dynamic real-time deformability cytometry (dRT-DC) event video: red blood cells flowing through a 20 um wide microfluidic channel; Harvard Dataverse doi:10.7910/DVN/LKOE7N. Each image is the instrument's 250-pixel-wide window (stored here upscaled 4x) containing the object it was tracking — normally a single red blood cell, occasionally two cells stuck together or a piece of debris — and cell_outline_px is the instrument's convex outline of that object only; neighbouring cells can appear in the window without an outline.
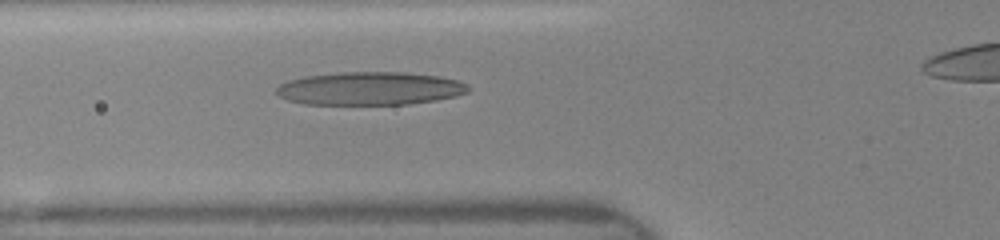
{"species": "human", "species_latin": "Homo sapiens", "temperature_condition": "room temperature", "stored_images_in_passage": 26, "camera_frame_rate_fps": 3000, "um_per_image_px": 0.085, "donor": {"sex": "female"}, "frame": {"image": 1, "passage_image": 6, "time_ms": 1.667, "image_size_px": [1000, 240], "cell_outline_px": [[472, 88], [468, 92], [456, 96], [436, 100], [408, 104], [304, 104], [288, 100], [280, 96], [276, 92], [276, 88], [280, 84], [288, 80], [304, 76], [340, 72], [408, 72], [440, 76], [456, 80], [468, 84]], "centroid_in_image_um": [31.47, 7.51], "position_along_channel_um": 94.3, "area_um2": 37.28}}
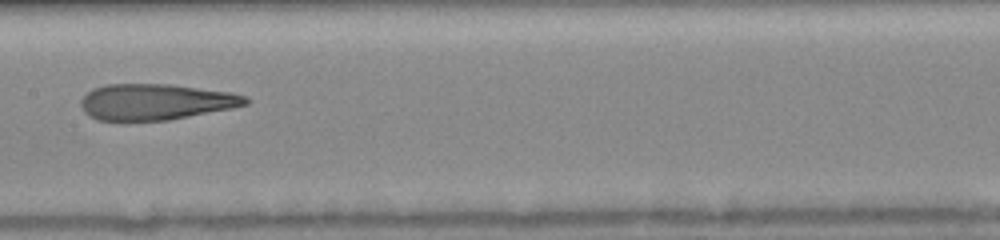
{"frame": {"image": 2, "passage_image": 11, "time_ms": 4.0, "image_size_px": [1000, 240], "cell_outline_px": [[248, 104], [232, 108], [168, 120], [96, 120], [84, 112], [80, 104], [80, 100], [92, 88], [108, 84], [168, 84], [232, 92], [244, 96], [248, 100]], "centroid_in_image_um": [13.2, 8.65], "position_along_channel_um": 194.2, "area_um2": 34.39}}
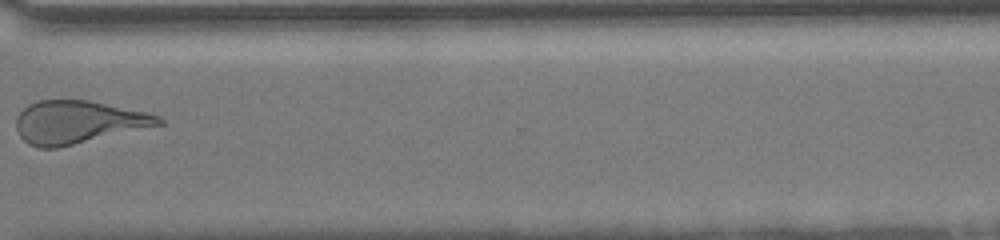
{"frame": {"image": 3, "passage_image": 19, "time_ms": 8.0, "image_size_px": [1000, 240], "cell_outline_px": [[164, 124], [60, 148], [40, 148], [28, 144], [20, 136], [16, 128], [16, 116], [28, 104], [36, 100], [88, 100], [148, 112], [160, 116], [164, 120]], "centroid_in_image_um": [6.64, 10.38], "position_along_channel_um": 364.0, "area_um2": 35.89}}